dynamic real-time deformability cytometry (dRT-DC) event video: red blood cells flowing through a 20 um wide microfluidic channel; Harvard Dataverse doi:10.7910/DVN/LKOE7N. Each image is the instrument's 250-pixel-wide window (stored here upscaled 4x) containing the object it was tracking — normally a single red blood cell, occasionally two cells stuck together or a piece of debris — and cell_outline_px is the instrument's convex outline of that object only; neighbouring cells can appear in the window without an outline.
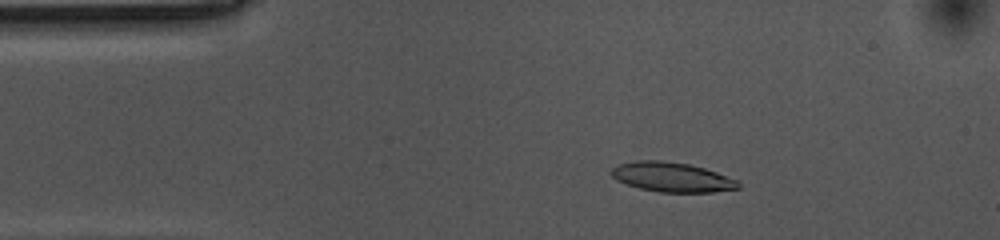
{"species": "common noctule bat (a hibernating species)", "species_latin": "Nyctalus noctula", "temperature_condition": "cold", "stored_images_in_passage": 47, "camera_frame_rate_fps": 3000, "um_per_image_px": 0.085, "animal": {"sex": "female", "body_mass_g": 10.0, "forearm_length_mm": 53.1}, "frame": {"image": 1, "passage_image": 9, "time_ms": 2.667, "image_size_px": [1000, 240], "cell_outline_px": [[740, 188], [712, 192], [660, 192], [640, 188], [616, 180], [612, 176], [612, 168], [616, 164], [636, 160], [660, 160], [688, 164], [704, 168], [716, 172], [736, 180], [740, 184]], "centroid_in_image_um": [57.09, 15.05], "position_along_channel_um": 27.9, "area_um2": 21.73}}
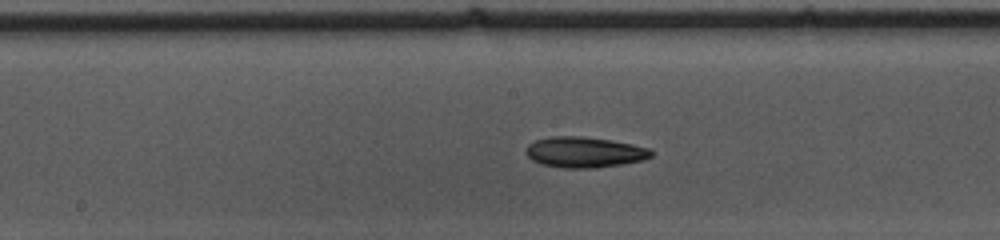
{"frame": {"image": 2, "passage_image": 27, "time_ms": 8.667, "image_size_px": [1000, 240], "cell_outline_px": [[652, 156], [644, 160], [620, 164], [592, 168], [564, 168], [540, 164], [532, 160], [524, 152], [528, 144], [536, 140], [548, 136], [584, 136], [612, 140], [652, 148]], "centroid_in_image_um": [49.67, 12.92], "position_along_channel_um": 198.5, "area_um2": 22.6}}
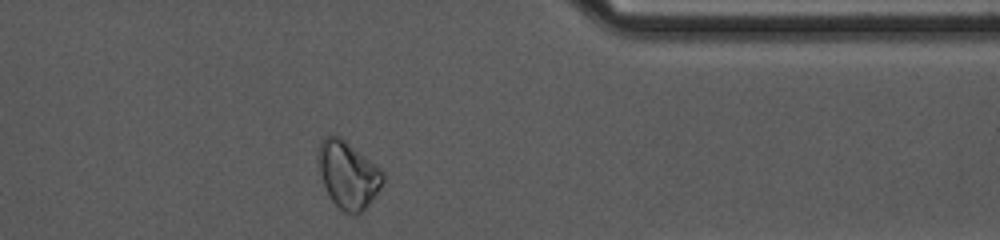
{"frame": {"image": 3, "passage_image": 44, "time_ms": 14.333, "image_size_px": [1000, 240], "cell_outline_px": [[384, 180], [376, 196], [356, 216], [344, 212], [332, 200], [320, 176], [316, 156], [316, 152], [320, 140], [324, 136], [340, 136], [380, 168], [384, 172]], "centroid_in_image_um": [29.56, 14.83], "position_along_channel_um": 381.8, "area_um2": 25.37}, "authors_computed_cell_mechanics": {"area_um2": 21.7328, "velocity_mm_per_s": 3.5326, "shape_relaxation_time_tau1_ms": 8.8638, "shape_relaxation_time_tau2_ms": null, "deformation_change_tau1": 0.1668, "deformation_change_tau2": null}}